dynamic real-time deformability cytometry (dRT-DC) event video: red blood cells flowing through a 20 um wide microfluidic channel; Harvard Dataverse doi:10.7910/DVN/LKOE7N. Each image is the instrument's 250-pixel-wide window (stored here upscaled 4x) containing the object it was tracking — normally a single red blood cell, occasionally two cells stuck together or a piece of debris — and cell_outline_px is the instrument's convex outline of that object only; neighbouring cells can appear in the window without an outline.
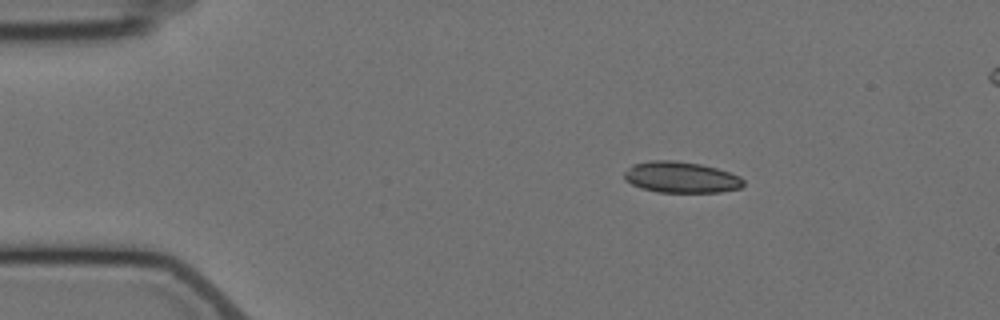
{"species": "Egyptian fruit bat (a non-hibernating species)", "species_latin": "Rousettus aegyptiacus", "temperature_condition": "cold", "stored_images_in_passage": 4, "camera_frame_rate_fps": 3000, "um_per_image_px": 0.085, "animal": {"sex": "female"}, "frame": {"image": 1, "passage_image": 1, "time_ms": 0.0, "image_size_px": [1000, 320], "cell_outline_px": [[744, 184], [740, 188], [720, 192], [660, 192], [644, 188], [632, 184], [624, 180], [624, 172], [632, 164], [652, 160], [676, 160], [700, 164], [716, 168], [740, 176], [744, 180]], "centroid_in_image_um": [57.88, 15.06], "position_along_channel_um": 27.1, "area_um2": 21.56}}
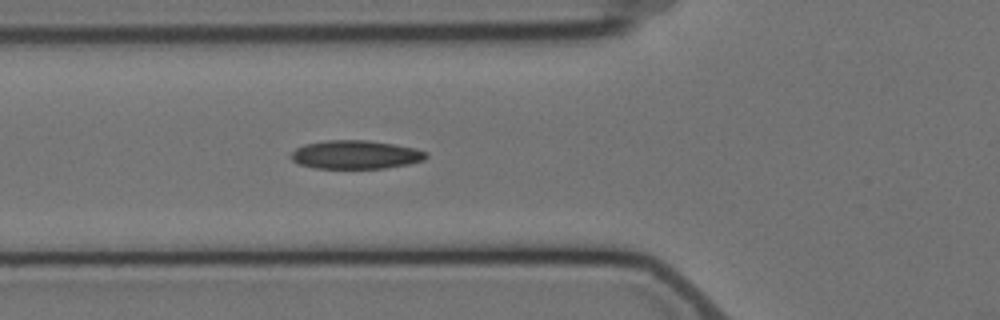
{"frame": {"image": 2, "passage_image": 4, "time_ms": 3.667, "image_size_px": [1000, 320], "cell_outline_px": [[428, 156], [424, 160], [408, 164], [384, 168], [316, 168], [300, 164], [292, 160], [288, 156], [296, 148], [304, 144], [328, 140], [368, 140], [416, 148], [428, 152]], "centroid_in_image_um": [30.23, 13.14], "position_along_channel_um": 95.6, "area_um2": 22.48}}